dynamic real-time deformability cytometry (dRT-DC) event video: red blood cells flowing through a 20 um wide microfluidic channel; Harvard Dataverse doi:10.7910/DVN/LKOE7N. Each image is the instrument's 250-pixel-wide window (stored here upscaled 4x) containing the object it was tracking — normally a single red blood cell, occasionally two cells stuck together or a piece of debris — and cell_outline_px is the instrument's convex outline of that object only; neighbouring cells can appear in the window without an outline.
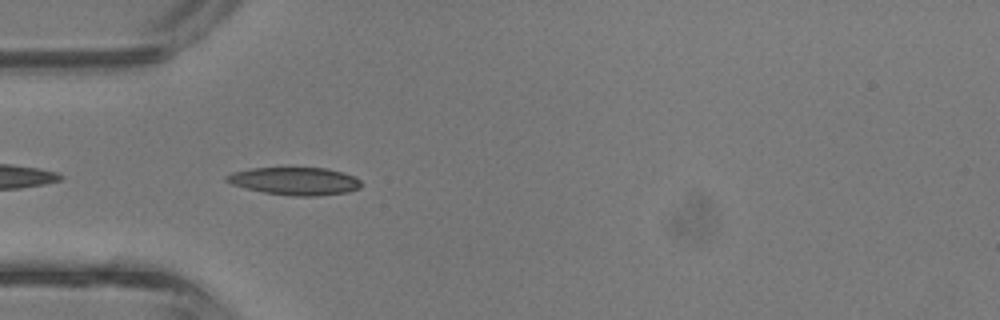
{"species": "common noctule bat (a hibernating species)", "species_latin": "Nyctalus noctula", "temperature_condition": "room temperature", "stored_images_in_passage": 4, "camera_frame_rate_fps": 3000, "um_per_image_px": 0.085, "animal": {"sex": "male", "body_mass_g": 13.3}, "frame": {"image": 1, "passage_image": 4, "time_ms": 1.0, "image_size_px": [1000, 320], "cell_outline_px": [[360, 188], [348, 192], [316, 196], [292, 196], [264, 192], [244, 188], [232, 184], [224, 180], [224, 176], [232, 172], [252, 168], [324, 168], [344, 172], [360, 180]], "centroid_in_image_um": [25.03, 15.39], "position_along_channel_um": 60.0, "area_um2": 21.73}}